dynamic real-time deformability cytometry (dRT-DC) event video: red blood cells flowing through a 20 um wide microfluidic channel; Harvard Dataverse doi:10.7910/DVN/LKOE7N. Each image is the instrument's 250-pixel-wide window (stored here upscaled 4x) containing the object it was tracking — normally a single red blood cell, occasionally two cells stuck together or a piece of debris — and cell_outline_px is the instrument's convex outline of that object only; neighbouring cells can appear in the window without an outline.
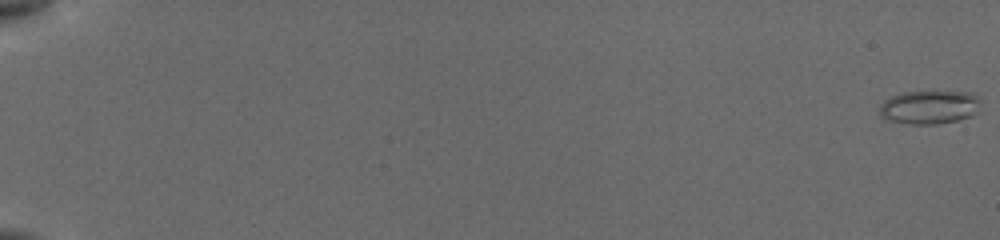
{"species": "common noctule bat (a hibernating species)", "species_latin": "Nyctalus noctula", "temperature_condition": "cold", "stored_images_in_passage": 14, "camera_frame_rate_fps": 3000, "um_per_image_px": 0.085, "animal": {"sex": "female", "body_mass_g": 19.5, "forearm_length_mm": 54.1}, "frame": {"image": 1, "passage_image": 1, "time_ms": 0.0, "image_size_px": [1000, 240], "cell_outline_px": [[980, 112], [956, 120], [936, 124], [908, 124], [892, 120], [880, 116], [880, 104], [884, 100], [892, 96], [904, 92], [972, 92], [980, 100]], "centroid_in_image_um": [79.02, 9.11], "position_along_channel_um": 6.0, "area_um2": 19.65}}
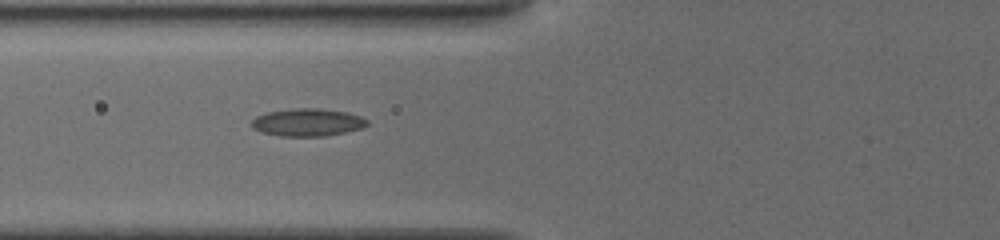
{"frame": {"image": 2, "passage_image": 14, "time_ms": 8.0, "image_size_px": [1000, 240], "cell_outline_px": [[368, 124], [364, 128], [324, 136], [280, 136], [260, 132], [252, 128], [248, 124], [256, 116], [264, 112], [292, 108], [316, 108], [348, 112], [360, 116], [368, 120]], "centroid_in_image_um": [26.09, 10.39], "position_along_channel_um": 99.7, "area_um2": 18.9}}